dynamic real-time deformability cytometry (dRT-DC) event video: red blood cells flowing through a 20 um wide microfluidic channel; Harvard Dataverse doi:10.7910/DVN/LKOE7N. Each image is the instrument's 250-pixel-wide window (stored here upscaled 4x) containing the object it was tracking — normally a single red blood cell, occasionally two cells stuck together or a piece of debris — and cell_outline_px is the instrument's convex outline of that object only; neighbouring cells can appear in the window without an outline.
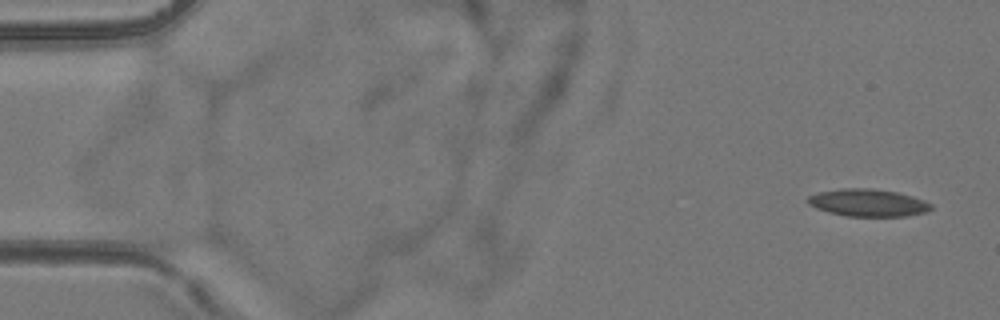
{"species": "common noctule bat (a hibernating species)", "species_latin": "Nyctalus noctula", "temperature_condition": "room temperature", "stored_images_in_passage": 5, "camera_frame_rate_fps": 3000, "um_per_image_px": 0.085, "animal": {"sex": "female", "body_mass_g": 24.6, "forearm_length_mm": 56.2}, "frame": {"image": 1, "passage_image": 1, "time_ms": 0.0, "image_size_px": [1000, 320], "cell_outline_px": [[932, 208], [924, 212], [908, 216], [848, 216], [828, 212], [816, 208], [808, 204], [808, 196], [816, 192], [840, 188], [872, 188], [896, 192], [912, 196], [924, 200], [932, 204]], "centroid_in_image_um": [73.75, 17.22], "position_along_channel_um": 11.2, "area_um2": 19.71}}
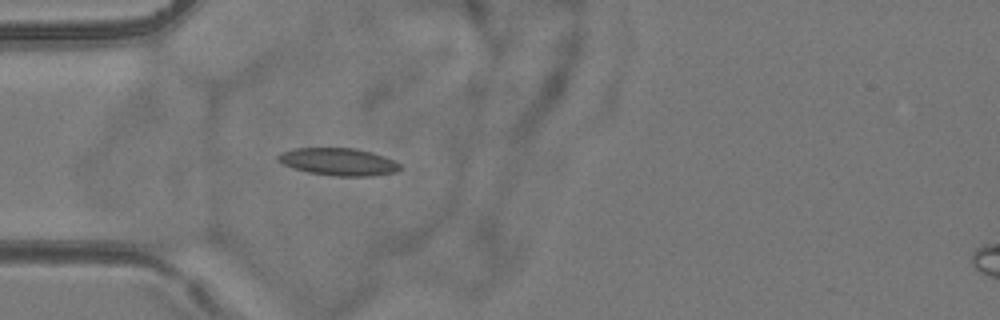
{"frame": {"image": 2, "passage_image": 5, "time_ms": 5.0, "image_size_px": [1000, 320], "cell_outline_px": [[400, 168], [396, 172], [372, 176], [332, 176], [308, 172], [284, 164], [276, 160], [276, 156], [280, 152], [296, 148], [352, 148], [372, 152], [384, 156], [400, 164]], "centroid_in_image_um": [28.75, 13.75], "position_along_channel_um": 56.2, "area_um2": 19.42}}